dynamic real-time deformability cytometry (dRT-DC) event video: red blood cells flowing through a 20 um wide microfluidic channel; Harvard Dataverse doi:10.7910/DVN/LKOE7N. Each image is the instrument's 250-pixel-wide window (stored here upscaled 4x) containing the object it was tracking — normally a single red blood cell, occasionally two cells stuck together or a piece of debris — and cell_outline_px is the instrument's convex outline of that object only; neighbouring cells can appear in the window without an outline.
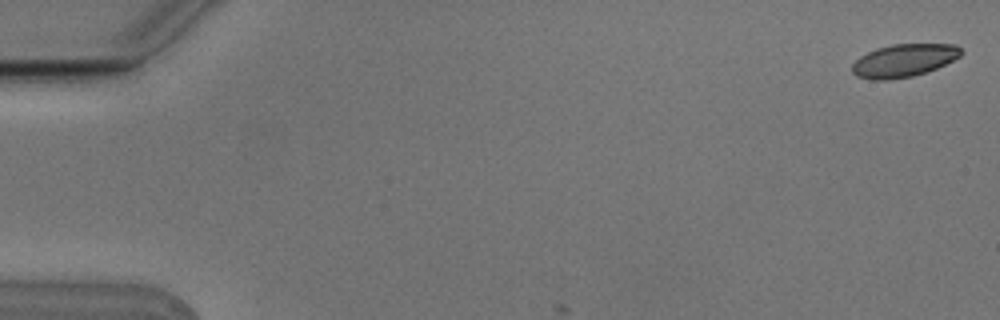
{"species": "Egyptian fruit bat (a non-hibernating species)", "species_latin": "Rousettus aegyptiacus", "temperature_condition": "cold", "stored_images_in_passage": 3, "camera_frame_rate_fps": 3000, "um_per_image_px": 0.085, "animal": {"sex": "male"}, "frame": {"image": 1, "passage_image": 1, "time_ms": 0.0, "image_size_px": [1000, 320], "cell_outline_px": [[964, 52], [960, 56], [936, 68], [912, 76], [888, 80], [872, 80], [856, 76], [852, 72], [852, 64], [860, 56], [876, 48], [892, 44], [956, 44]], "centroid_in_image_um": [76.8, 5.14], "position_along_channel_um": 8.2, "area_um2": 20.81}}